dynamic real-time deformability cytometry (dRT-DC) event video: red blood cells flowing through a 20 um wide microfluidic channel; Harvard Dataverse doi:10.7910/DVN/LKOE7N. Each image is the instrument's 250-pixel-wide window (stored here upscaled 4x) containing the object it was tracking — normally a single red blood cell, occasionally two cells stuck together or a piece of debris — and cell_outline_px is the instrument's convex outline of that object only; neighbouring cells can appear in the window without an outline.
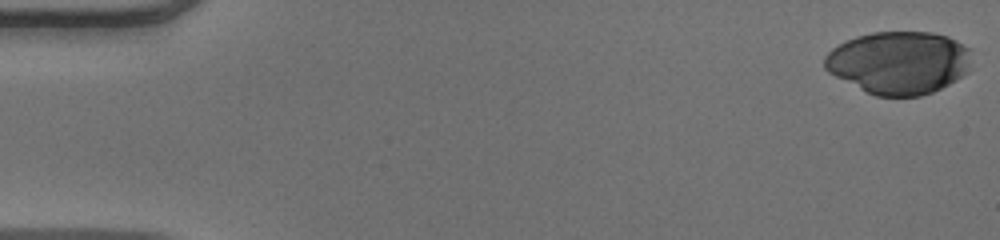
{"species": "human", "species_latin": "Homo sapiens", "temperature_condition": "warm", "stored_images_in_passage": 51, "camera_frame_rate_fps": 3000, "um_per_image_px": 0.085, "donor": {"sex": "male"}, "frame": {"image": 1, "passage_image": 1, "time_ms": 0.0, "image_size_px": [1000, 240], "cell_outline_px": [[972, 48], [968, 72], [956, 80], [932, 92], [920, 96], [876, 96], [828, 72], [824, 68], [824, 56], [832, 48], [856, 36], [872, 32], [932, 32], [948, 36]], "centroid_in_image_um": [76.44, 5.3], "position_along_channel_um": 8.6, "area_um2": 53.75}}
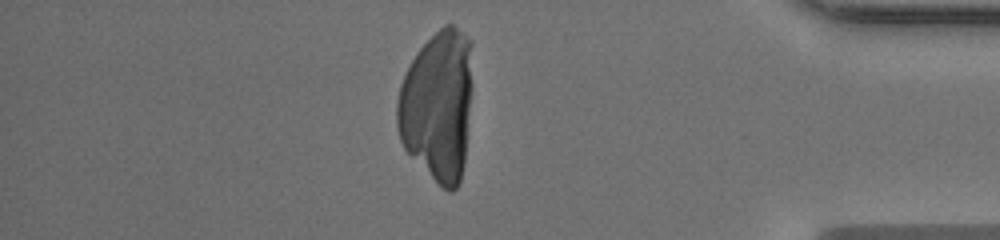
{"frame": {"image": 2, "passage_image": 44, "time_ms": 14.333, "image_size_px": [1000, 240], "cell_outline_px": [[472, 88], [464, 164], [460, 180], [456, 188], [452, 192], [448, 192], [404, 148], [400, 140], [396, 128], [396, 100], [400, 84], [416, 52], [444, 24], [452, 24], [472, 40]], "centroid_in_image_um": [37.21, 8.93], "position_along_channel_um": 398.0, "area_um2": 66.47}}
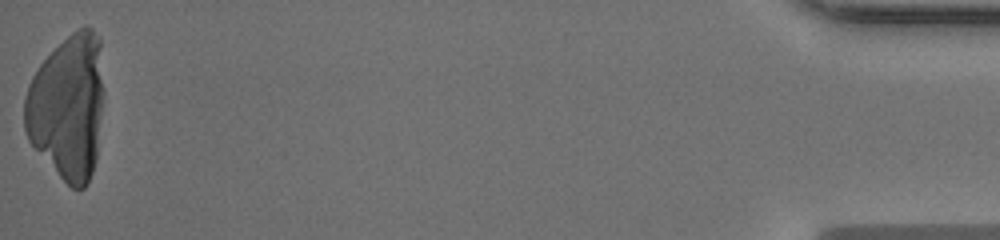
{"frame": {"image": 3, "passage_image": 51, "time_ms": 16.667, "image_size_px": [1000, 240], "cell_outline_px": [[104, 100], [96, 160], [92, 172], [84, 188], [72, 188], [60, 176], [28, 140], [24, 128], [24, 96], [28, 84], [32, 76], [40, 64], [72, 32], [84, 24], [88, 24], [100, 36], [104, 92]], "centroid_in_image_um": [5.78, 9.04], "position_along_channel_um": 429.4, "area_um2": 67.57}}